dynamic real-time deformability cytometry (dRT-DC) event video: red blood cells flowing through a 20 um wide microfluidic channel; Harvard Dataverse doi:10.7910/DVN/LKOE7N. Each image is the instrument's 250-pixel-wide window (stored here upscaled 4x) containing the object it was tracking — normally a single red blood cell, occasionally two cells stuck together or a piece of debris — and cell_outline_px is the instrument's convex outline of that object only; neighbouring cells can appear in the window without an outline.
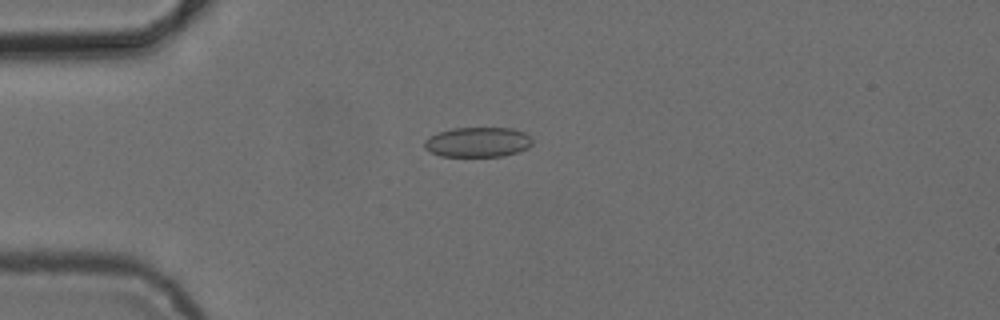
{"species": "common noctule bat (a hibernating species)", "species_latin": "Nyctalus noctula", "temperature_condition": "cold", "stored_images_in_passage": 5, "camera_frame_rate_fps": 3000, "um_per_image_px": 0.085, "animal": {"sex": "female", "body_mass_g": 24.6, "forearm_length_mm": 56.2}, "frame": {"image": 1, "passage_image": 3, "time_ms": 3.333, "image_size_px": [1000, 320], "cell_outline_px": [[532, 144], [528, 148], [504, 156], [440, 156], [424, 148], [424, 140], [436, 132], [452, 128], [512, 128], [524, 132], [532, 140]], "centroid_in_image_um": [40.59, 12.07], "position_along_channel_um": 44.4, "area_um2": 18.84}}
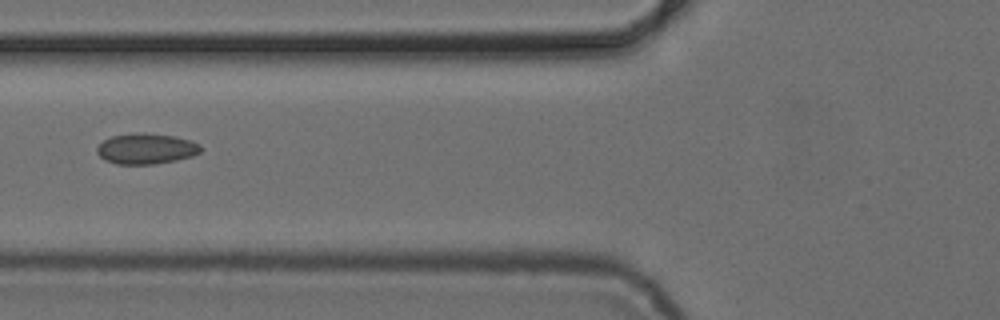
{"frame": {"image": 2, "passage_image": 5, "time_ms": 5.667, "image_size_px": [1000, 320], "cell_outline_px": [[200, 152], [192, 156], [176, 160], [152, 164], [116, 164], [104, 160], [96, 152], [96, 148], [104, 140], [112, 136], [136, 132], [144, 132], [176, 136], [200, 144]], "centroid_in_image_um": [12.4, 12.63], "position_along_channel_um": 113.4, "area_um2": 18.55}}